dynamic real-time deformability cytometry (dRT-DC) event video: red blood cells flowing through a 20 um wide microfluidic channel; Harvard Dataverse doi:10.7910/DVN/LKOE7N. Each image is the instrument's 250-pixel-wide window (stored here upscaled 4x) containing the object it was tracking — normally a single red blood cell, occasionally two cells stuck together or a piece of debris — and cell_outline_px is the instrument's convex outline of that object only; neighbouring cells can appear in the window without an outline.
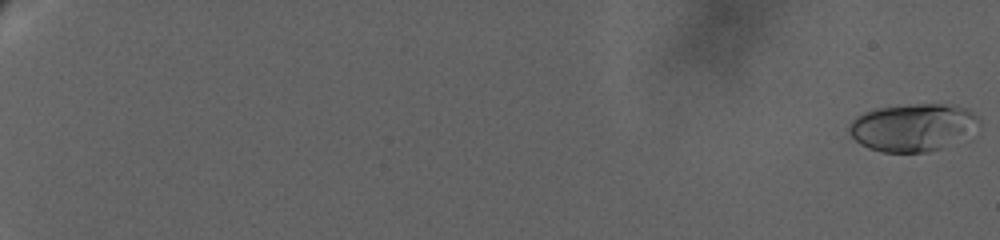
{"species": "human", "species_latin": "Homo sapiens", "temperature_condition": "warm", "stored_images_in_passage": 62, "camera_frame_rate_fps": 3000, "um_per_image_px": 0.085, "donor": {"sex": "female"}, "frame": {"image": 1, "passage_image": 1, "time_ms": 0.0, "image_size_px": [1000, 240], "cell_outline_px": [[980, 120], [940, 148], [924, 152], [884, 152], [868, 148], [860, 144], [848, 132], [848, 128], [852, 120], [856, 116], [864, 112], [880, 108], [916, 104], [952, 104], [964, 108], [976, 116]], "centroid_in_image_um": [77.42, 10.81], "position_along_channel_um": 7.6, "area_um2": 34.51}}
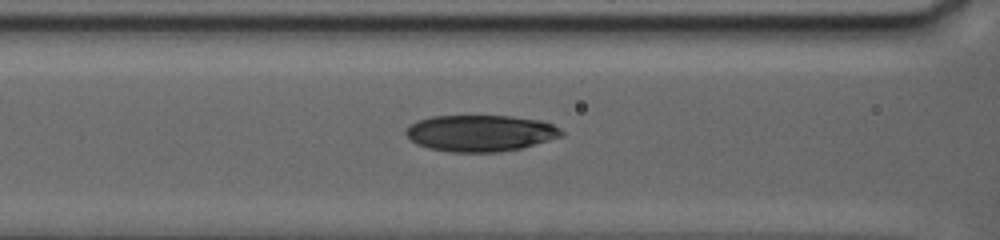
{"frame": {"image": 2, "passage_image": 34, "time_ms": 13.0, "image_size_px": [1000, 240], "cell_outline_px": [[564, 132], [560, 136], [520, 148], [496, 152], [448, 152], [428, 148], [416, 144], [404, 132], [416, 120], [432, 116], [508, 116], [540, 120], [552, 124], [560, 128]], "centroid_in_image_um": [40.79, 11.31], "position_along_channel_um": 125.8, "area_um2": 32.77}}
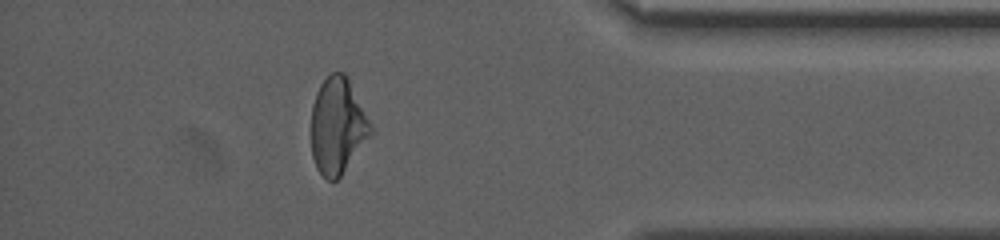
{"frame": {"image": 3, "passage_image": 58, "time_ms": 23.333, "image_size_px": [1000, 240], "cell_outline_px": [[372, 132], [340, 176], [336, 180], [328, 180], [316, 168], [312, 156], [312, 104], [316, 92], [320, 84], [332, 72], [344, 72], [348, 76], [372, 128]], "centroid_in_image_um": [28.67, 10.67], "position_along_channel_um": 406.5, "area_um2": 32.71}, "authors_computed_cell_mechanics": {"area_um2": 32.7726, "velocity_mm_per_s": 2.9167, "shape_relaxation_time_tau1_ms": null, "shape_relaxation_time_tau2_ms": 1.5501, "deformation_change_tau1": null, "deformation_change_tau2": 0.0501}}